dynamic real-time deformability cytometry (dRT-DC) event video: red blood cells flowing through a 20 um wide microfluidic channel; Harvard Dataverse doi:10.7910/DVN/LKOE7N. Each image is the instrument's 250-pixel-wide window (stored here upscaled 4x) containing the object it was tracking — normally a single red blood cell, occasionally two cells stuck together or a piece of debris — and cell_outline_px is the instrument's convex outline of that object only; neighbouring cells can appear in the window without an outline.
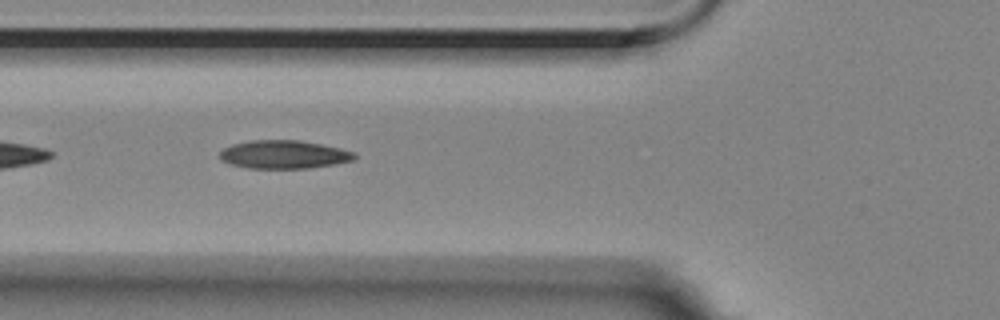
{"species": "Egyptian fruit bat (a non-hibernating species)", "species_latin": "Rousettus aegyptiacus", "temperature_condition": "room temperature", "stored_images_in_passage": 26, "camera_frame_rate_fps": 3000, "um_per_image_px": 0.085, "animal": {"sex": "female"}, "frame": {"image": 1, "passage_image": 5, "time_ms": 1.333, "image_size_px": [1000, 320], "cell_outline_px": [[356, 156], [352, 160], [336, 164], [308, 168], [248, 168], [228, 164], [220, 160], [220, 152], [224, 148], [232, 144], [248, 140], [300, 140], [340, 148], [356, 152]], "centroid_in_image_um": [24.1, 13.13], "position_along_channel_um": 101.7, "area_um2": 22.31}}
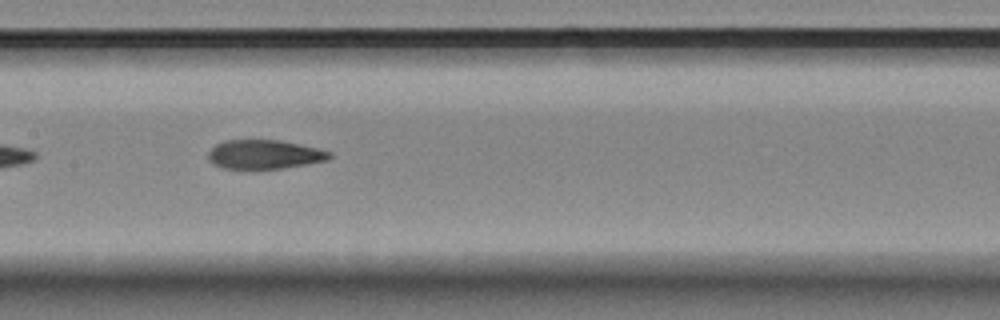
{"frame": {"image": 2, "passage_image": 12, "time_ms": 3.667, "image_size_px": [1000, 320], "cell_outline_px": [[332, 156], [328, 160], [284, 168], [252, 172], [220, 168], [212, 164], [208, 160], [208, 152], [216, 144], [224, 140], [280, 140], [316, 148], [332, 152]], "centroid_in_image_um": [22.4, 13.18], "position_along_channel_um": 185.0, "area_um2": 21.39}}
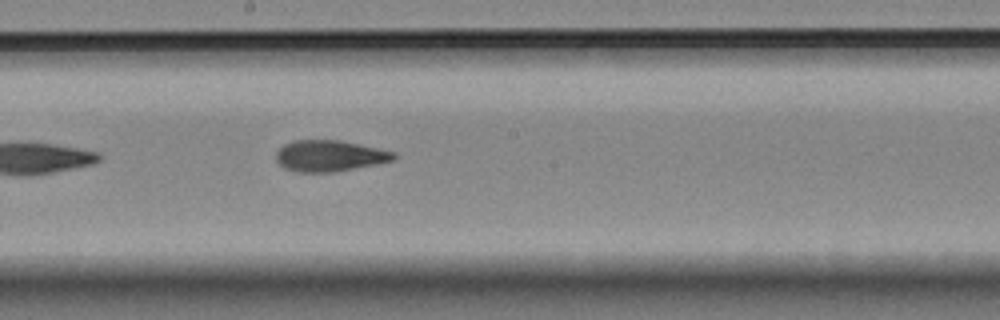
{"frame": {"image": 3, "passage_image": 15, "time_ms": 4.667, "image_size_px": [1000, 320], "cell_outline_px": [[396, 156], [392, 160], [376, 164], [336, 172], [296, 172], [284, 168], [276, 160], [276, 152], [284, 144], [292, 140], [336, 140], [396, 152]], "centroid_in_image_um": [27.97, 13.25], "position_along_channel_um": 220.2, "area_um2": 21.21}}